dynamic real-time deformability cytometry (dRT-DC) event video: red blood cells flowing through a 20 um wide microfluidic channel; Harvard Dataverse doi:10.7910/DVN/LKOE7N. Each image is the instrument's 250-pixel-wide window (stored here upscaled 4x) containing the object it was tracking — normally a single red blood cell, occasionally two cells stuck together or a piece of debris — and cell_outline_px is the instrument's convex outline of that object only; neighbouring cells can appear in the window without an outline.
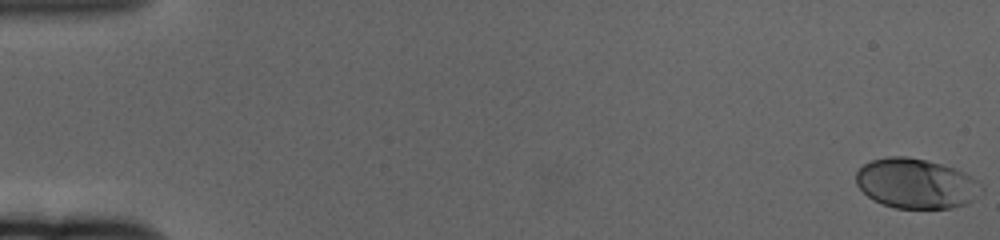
{"species": "human", "species_latin": "Homo sapiens", "temperature_condition": "cold", "stored_images_in_passage": 63, "camera_frame_rate_fps": 3000, "um_per_image_px": 0.085, "donor": {"sex": "female"}, "frame": {"image": 1, "passage_image": 1, "time_ms": 0.0, "image_size_px": [1000, 240], "cell_outline_px": [[984, 188], [968, 204], [952, 208], [896, 208], [872, 200], [856, 184], [856, 172], [864, 164], [872, 160], [888, 156], [908, 156], [940, 164], [964, 172], [972, 176]], "centroid_in_image_um": [77.86, 15.6], "position_along_channel_um": 7.1, "area_um2": 36.36}}
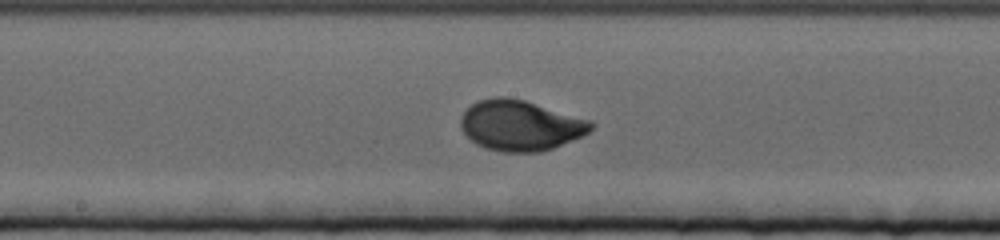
{"frame": {"image": 2, "passage_image": 34, "time_ms": 11.0, "image_size_px": [1000, 240], "cell_outline_px": [[596, 124], [588, 132], [572, 140], [552, 148], [540, 152], [500, 152], [484, 148], [476, 144], [464, 132], [460, 124], [460, 116], [472, 104], [480, 100], [496, 96], [508, 96], [524, 100], [592, 120]], "centroid_in_image_um": [44.23, 10.66], "position_along_channel_um": 204.0, "area_um2": 38.32}}
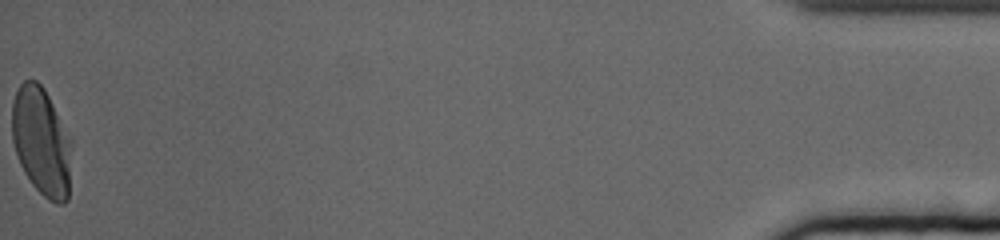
{"frame": {"image": 3, "passage_image": 63, "time_ms": 20.667, "image_size_px": [1000, 240], "cell_outline_px": [[72, 144], [68, 200], [64, 204], [56, 204], [48, 200], [32, 184], [24, 172], [20, 164], [12, 140], [12, 100], [20, 84], [24, 80], [36, 80], [44, 88], [72, 140]], "centroid_in_image_um": [3.53, 12.05], "position_along_channel_um": 431.7, "area_um2": 37.86}, "authors_computed_cell_mechanics": {"area_um2": 36.3562, "velocity_mm_per_s": 3.2986, "shape_relaxation_time_tau1_ms": 2.9678, "shape_relaxation_time_tau2_ms": null, "deformation_change_tau1": 0.1676, "deformation_change_tau2": null}}